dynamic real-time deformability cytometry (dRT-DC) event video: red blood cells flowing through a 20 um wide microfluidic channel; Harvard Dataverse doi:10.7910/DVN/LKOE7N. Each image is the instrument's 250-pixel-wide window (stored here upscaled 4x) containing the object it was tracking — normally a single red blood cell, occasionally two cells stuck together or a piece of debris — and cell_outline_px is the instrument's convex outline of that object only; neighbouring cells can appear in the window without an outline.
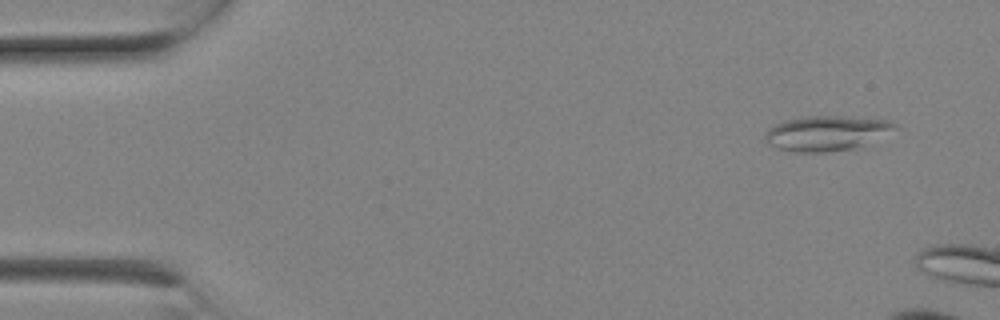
{"species": "Egyptian fruit bat (a non-hibernating species)", "species_latin": "Rousettus aegyptiacus", "temperature_condition": "room temperature", "stored_images_in_passage": 4, "camera_frame_rate_fps": 3000, "um_per_image_px": 0.085, "animal": {"sex": "female"}, "frame": {"image": 1, "passage_image": 2, "time_ms": 0.333, "image_size_px": [1000, 320], "cell_outline_px": [[896, 128], [856, 148], [828, 152], [796, 152], [780, 148], [768, 144], [764, 140], [764, 136], [768, 128], [784, 120], [804, 116], [844, 116], [888, 120], [896, 124]], "centroid_in_image_um": [70.19, 11.31], "position_along_channel_um": 14.8, "area_um2": 26.18}}